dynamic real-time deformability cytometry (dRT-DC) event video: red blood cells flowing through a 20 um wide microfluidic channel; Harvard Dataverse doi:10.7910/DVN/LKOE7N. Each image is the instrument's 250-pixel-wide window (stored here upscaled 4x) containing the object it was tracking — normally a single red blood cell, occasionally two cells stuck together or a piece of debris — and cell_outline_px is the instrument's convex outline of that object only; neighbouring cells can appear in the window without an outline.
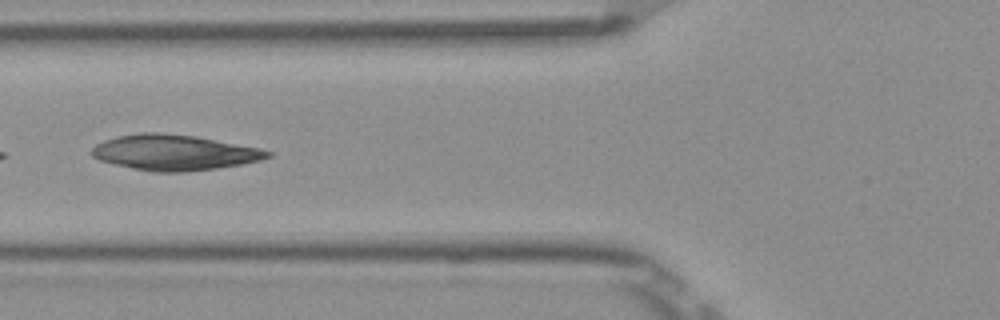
{"species": "Egyptian fruit bat (a non-hibernating species)", "species_latin": "Rousettus aegyptiacus", "temperature_condition": "room temperature", "stored_images_in_passage": 5, "camera_frame_rate_fps": 3000, "um_per_image_px": 0.085, "frame": {"image": 1, "passage_image": 5, "time_ms": 1.333, "image_size_px": [1000, 320], "cell_outline_px": [[272, 156], [260, 160], [240, 164], [216, 168], [184, 172], [152, 172], [132, 168], [100, 160], [92, 156], [92, 148], [96, 144], [104, 140], [116, 136], [140, 132], [160, 132], [196, 136], [260, 148], [272, 152]], "centroid_in_image_um": [14.8, 12.95], "position_along_channel_um": 111.0, "area_um2": 36.36}}